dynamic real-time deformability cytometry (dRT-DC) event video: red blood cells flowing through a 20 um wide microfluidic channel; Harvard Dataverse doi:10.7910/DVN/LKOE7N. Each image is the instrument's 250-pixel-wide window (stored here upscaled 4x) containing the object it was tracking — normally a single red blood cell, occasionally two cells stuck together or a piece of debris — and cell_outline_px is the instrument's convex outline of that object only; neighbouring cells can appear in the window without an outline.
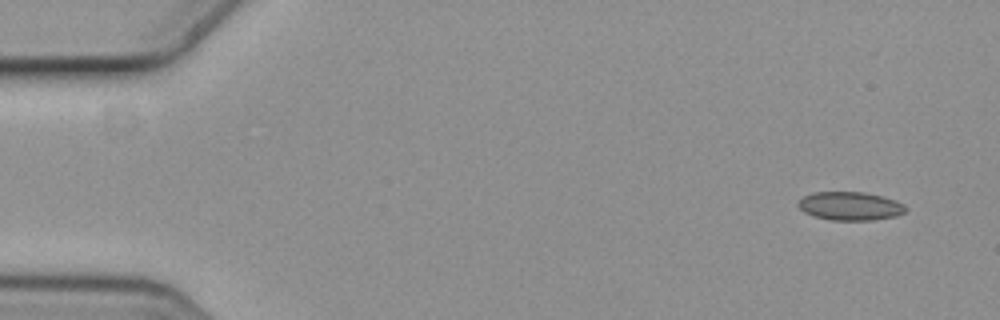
{"species": "common noctule bat (a hibernating species)", "species_latin": "Nyctalus noctula", "temperature_condition": "cold", "stored_images_in_passage": 5, "camera_frame_rate_fps": 3000, "um_per_image_px": 0.085, "animal": {"sex": "female", "body_mass_g": 19.3, "forearm_length_mm": 54.1}, "frame": {"image": 1, "passage_image": 1, "time_ms": 0.0, "image_size_px": [1000, 320], "cell_outline_px": [[908, 208], [904, 212], [896, 216], [872, 220], [832, 220], [812, 216], [804, 212], [796, 204], [804, 196], [812, 192], [864, 192], [896, 200], [904, 204]], "centroid_in_image_um": [72.26, 17.51], "position_along_channel_um": 12.7, "area_um2": 17.86}}
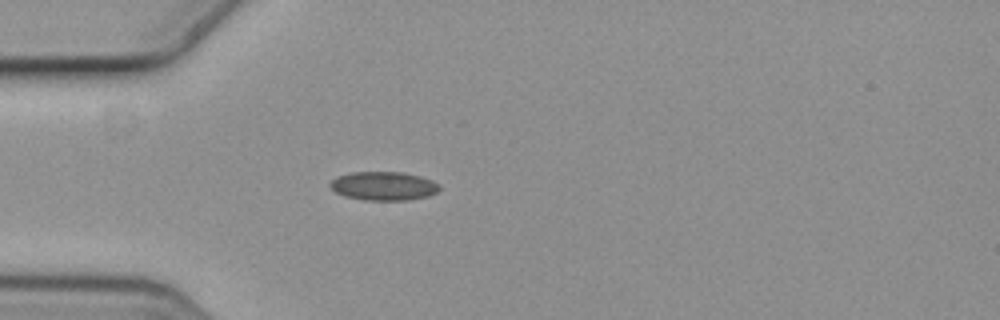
{"frame": {"image": 2, "passage_image": 4, "time_ms": 1.0, "image_size_px": [1000, 320], "cell_outline_px": [[440, 188], [436, 192], [428, 196], [408, 200], [364, 200], [344, 196], [336, 192], [328, 184], [336, 176], [352, 172], [404, 172], [420, 176], [432, 180], [440, 184]], "centroid_in_image_um": [32.61, 15.8], "position_along_channel_um": 52.4, "area_um2": 18.38}}